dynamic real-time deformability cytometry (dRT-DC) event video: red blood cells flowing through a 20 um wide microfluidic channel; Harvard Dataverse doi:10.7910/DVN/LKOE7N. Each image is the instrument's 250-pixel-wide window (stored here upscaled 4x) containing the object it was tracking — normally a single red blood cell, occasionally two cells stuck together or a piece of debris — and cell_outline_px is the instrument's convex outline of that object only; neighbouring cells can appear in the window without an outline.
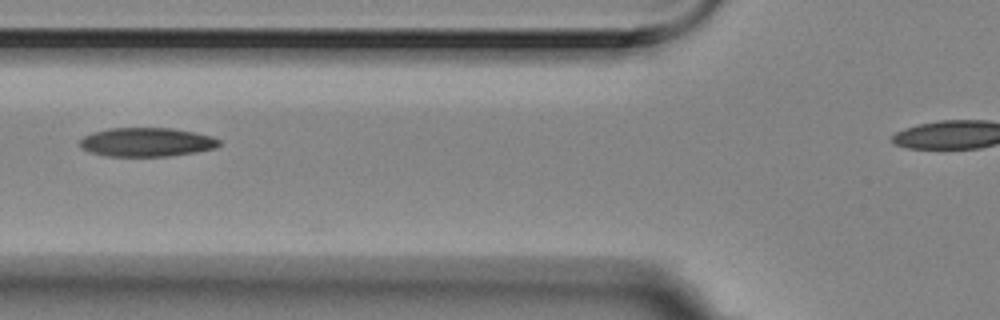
{"species": "Egyptian fruit bat (a non-hibernating species)", "species_latin": "Rousettus aegyptiacus", "temperature_condition": "room temperature", "stored_images_in_passage": 5, "segment_of_instrument_passage": [1, 2], "camera_frame_rate_fps": 3000, "um_per_image_px": 0.085, "animal": {"sex": "female"}, "frame": {"image": 1, "passage_image": 4, "time_ms": 1.0, "image_size_px": [1000, 320], "cell_outline_px": [[220, 144], [216, 148], [196, 152], [168, 156], [104, 156], [80, 148], [80, 140], [84, 136], [92, 132], [108, 128], [172, 128], [196, 132], [212, 136], [220, 140]], "centroid_in_image_um": [12.47, 12.07], "position_along_channel_um": 113.3, "area_um2": 23.58}}